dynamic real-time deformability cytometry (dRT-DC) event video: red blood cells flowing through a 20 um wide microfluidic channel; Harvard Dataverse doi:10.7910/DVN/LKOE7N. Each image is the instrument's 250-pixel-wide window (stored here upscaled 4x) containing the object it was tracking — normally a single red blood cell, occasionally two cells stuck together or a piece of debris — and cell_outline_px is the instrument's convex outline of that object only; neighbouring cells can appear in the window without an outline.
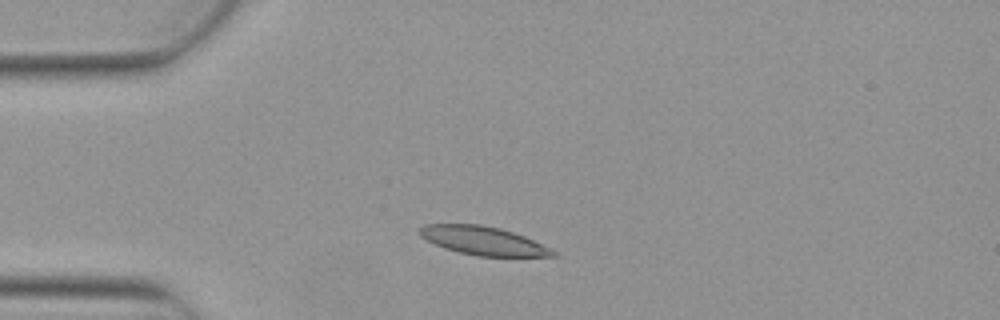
{"species": "Egyptian fruit bat (a non-hibernating species)", "species_latin": "Rousettus aegyptiacus", "temperature_condition": "warm", "stored_images_in_passage": 6, "camera_frame_rate_fps": 3000, "um_per_image_px": 0.085, "animal": {"sex": "female"}, "frame": {"image": 1, "passage_image": 2, "time_ms": 0.333, "image_size_px": [1000, 320], "cell_outline_px": [[556, 256], [476, 256], [444, 248], [420, 236], [416, 232], [424, 224], [480, 224], [500, 228], [524, 236], [556, 252]], "centroid_in_image_um": [41.01, 20.45], "position_along_channel_um": 44.0, "area_um2": 21.85}}
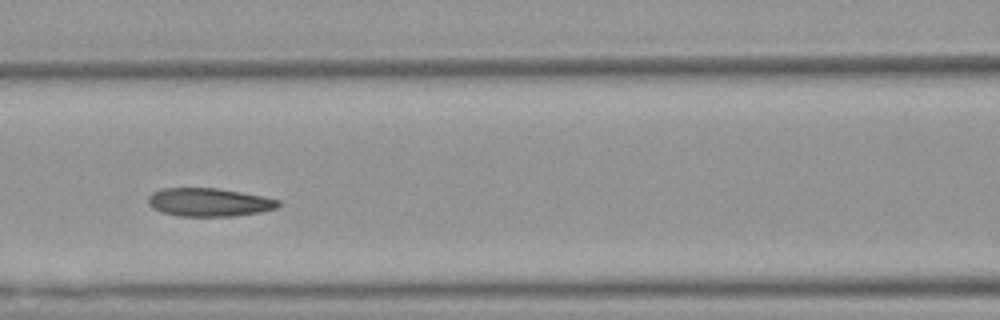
{"frame": {"image": 2, "passage_image": 5, "time_ms": 1.333, "image_size_px": [1000, 320], "cell_outline_px": [[280, 204], [276, 208], [260, 212], [236, 216], [176, 216], [160, 212], [152, 208], [148, 204], [148, 196], [152, 192], [160, 188], [216, 188], [264, 196], [280, 200]], "centroid_in_image_um": [17.73, 17.19], "position_along_channel_um": 148.9, "area_um2": 21.68}}
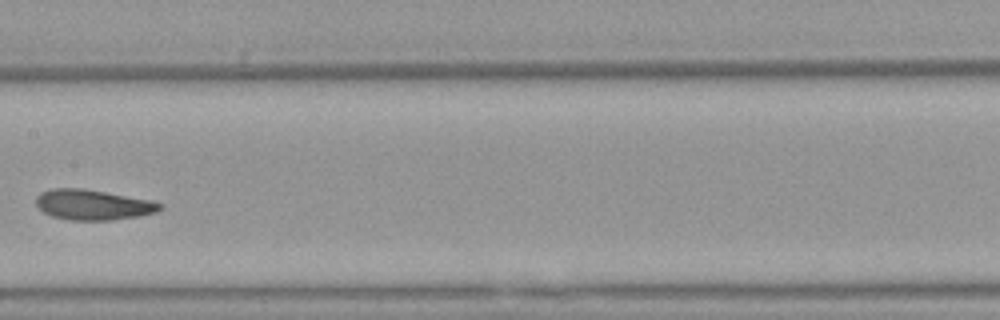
{"frame": {"image": 3, "passage_image": 6, "time_ms": 1.667, "image_size_px": [1000, 320], "cell_outline_px": [[164, 208], [156, 212], [136, 216], [112, 220], [68, 220], [52, 216], [44, 212], [36, 204], [36, 196], [40, 192], [52, 188], [84, 188], [152, 200], [164, 204]], "centroid_in_image_um": [7.91, 17.39], "position_along_channel_um": 199.5, "area_um2": 22.02}}